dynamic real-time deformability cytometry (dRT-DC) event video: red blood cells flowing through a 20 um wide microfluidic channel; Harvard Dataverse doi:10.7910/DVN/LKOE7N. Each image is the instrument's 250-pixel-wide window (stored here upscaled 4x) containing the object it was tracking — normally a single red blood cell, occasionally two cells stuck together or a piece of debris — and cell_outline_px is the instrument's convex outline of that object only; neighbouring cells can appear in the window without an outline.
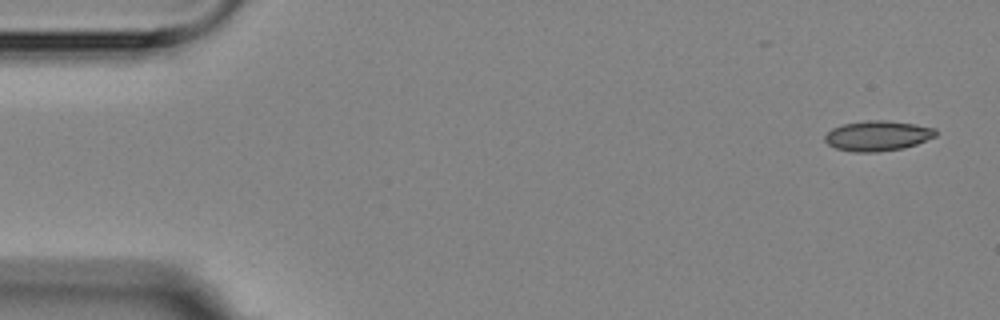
{"species": "Egyptian fruit bat (a non-hibernating species)", "species_latin": "Rousettus aegyptiacus", "temperature_condition": "room temperature", "stored_images_in_passage": 6, "camera_frame_rate_fps": 3000, "um_per_image_px": 0.085, "animal": {"sex": "female"}, "frame": {"image": 1, "passage_image": 1, "time_ms": 0.0, "image_size_px": [1000, 320], "cell_outline_px": [[936, 136], [916, 144], [904, 148], [876, 152], [852, 152], [836, 148], [828, 144], [824, 140], [824, 136], [832, 128], [844, 124], [868, 120], [884, 120], [912, 124], [936, 128]], "centroid_in_image_um": [74.58, 11.55], "position_along_channel_um": 10.4, "area_um2": 19.36}}
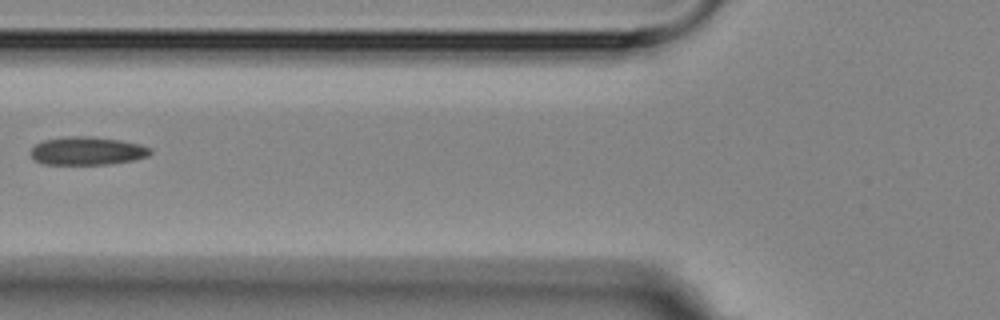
{"frame": {"image": 2, "passage_image": 6, "time_ms": 6.333, "image_size_px": [1000, 320], "cell_outline_px": [[152, 152], [148, 156], [136, 160], [108, 164], [44, 164], [36, 160], [32, 156], [32, 148], [36, 144], [44, 140], [68, 136], [92, 136], [120, 140], [140, 144], [152, 148]], "centroid_in_image_um": [7.47, 12.82], "position_along_channel_um": 118.3, "area_um2": 19.65}}